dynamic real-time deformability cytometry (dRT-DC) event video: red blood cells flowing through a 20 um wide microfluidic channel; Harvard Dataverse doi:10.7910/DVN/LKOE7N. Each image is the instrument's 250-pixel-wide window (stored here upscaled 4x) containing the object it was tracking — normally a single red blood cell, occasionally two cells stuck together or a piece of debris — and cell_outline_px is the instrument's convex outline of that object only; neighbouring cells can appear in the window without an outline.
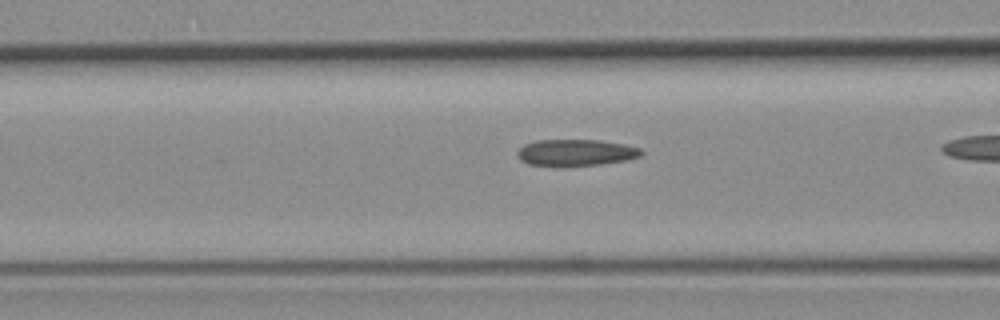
{"species": "common noctule bat (a hibernating species)", "species_latin": "Nyctalus noctula", "temperature_condition": "room temperature", "stored_images_in_passage": 34, "camera_frame_rate_fps": 3000, "um_per_image_px": 0.085, "animal": {"sex": "female", "body_mass_g": 19.3, "forearm_length_mm": 54.1}, "frame": {"image": 1, "passage_image": 15, "time_ms": 4.667, "image_size_px": [1000, 320], "cell_outline_px": [[644, 152], [640, 156], [624, 160], [600, 164], [528, 164], [520, 160], [516, 156], [516, 152], [524, 144], [536, 140], [600, 140], [624, 144], [640, 148]], "centroid_in_image_um": [48.94, 12.93], "position_along_channel_um": 117.7, "area_um2": 18.61}}